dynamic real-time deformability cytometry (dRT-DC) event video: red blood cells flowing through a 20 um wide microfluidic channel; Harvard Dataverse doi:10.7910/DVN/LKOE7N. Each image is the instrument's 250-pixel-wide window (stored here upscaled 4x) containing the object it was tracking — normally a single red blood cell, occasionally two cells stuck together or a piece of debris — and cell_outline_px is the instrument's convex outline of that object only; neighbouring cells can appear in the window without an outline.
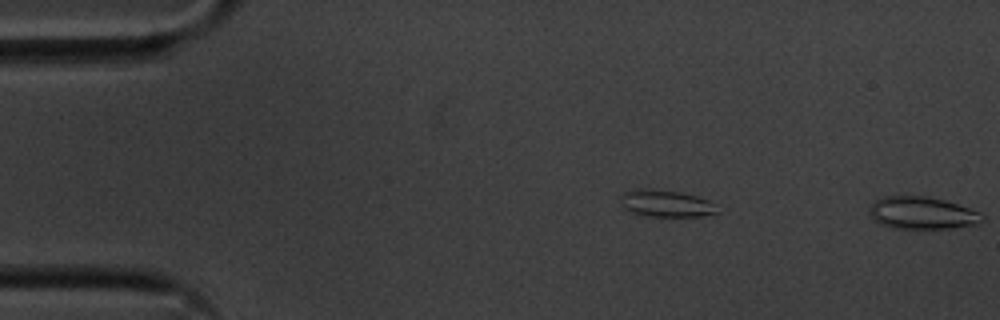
{"species": "common noctule bat (a hibernating species)", "species_latin": "Nyctalus noctula", "temperature_condition": "cold", "stored_images_in_passage": 10, "segment_of_instrument_passage": [2, 2], "camera_frame_rate_fps": 3000, "um_per_image_px": 0.085, "animal": {"sex": "male", "body_mass_g": 20.1, "forearm_length_mm": 53.5}, "frame": {"image": 1, "passage_image": 10, "time_ms": 3.0, "image_size_px": [1000, 320], "cell_outline_px": [[984, 220], [976, 224], [952, 228], [892, 228], [880, 224], [868, 216], [868, 212], [872, 204], [876, 200], [884, 196], [928, 196], [944, 200], [980, 212], [984, 216]], "centroid_in_image_um": [78.35, 18.1], "position_along_channel_um": 6.7, "area_um2": 21.27}}